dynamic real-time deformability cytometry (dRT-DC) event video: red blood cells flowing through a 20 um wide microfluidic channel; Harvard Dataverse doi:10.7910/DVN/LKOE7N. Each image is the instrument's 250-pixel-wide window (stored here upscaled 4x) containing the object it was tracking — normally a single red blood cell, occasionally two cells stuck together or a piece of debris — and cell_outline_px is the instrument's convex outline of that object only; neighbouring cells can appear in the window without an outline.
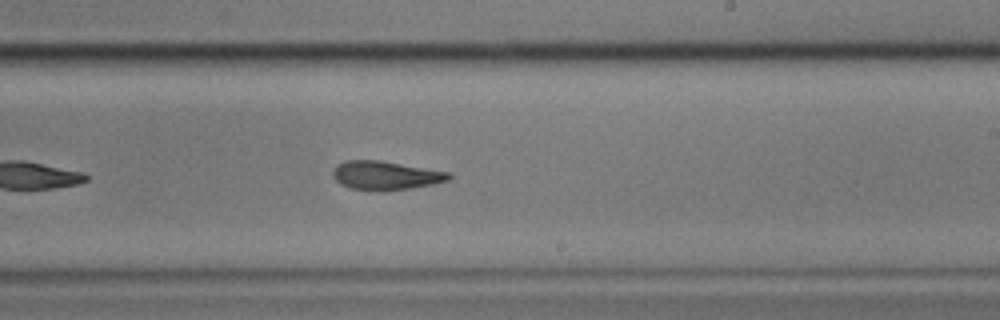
{"species": "common noctule bat (a hibernating species)", "species_latin": "Nyctalus noctula", "temperature_condition": "cold", "stored_images_in_passage": 28, "camera_frame_rate_fps": 3000, "um_per_image_px": 0.085, "animal": {"sex": "male", "body_mass_g": 17.9}, "frame": {"image": 1, "passage_image": 20, "time_ms": 6.333, "image_size_px": [1000, 320], "cell_outline_px": [[452, 176], [448, 180], [432, 184], [412, 188], [352, 188], [340, 184], [332, 176], [332, 172], [336, 164], [344, 160], [380, 160], [452, 172]], "centroid_in_image_um": [32.79, 14.85], "position_along_channel_um": 256.2, "area_um2": 18.9}}
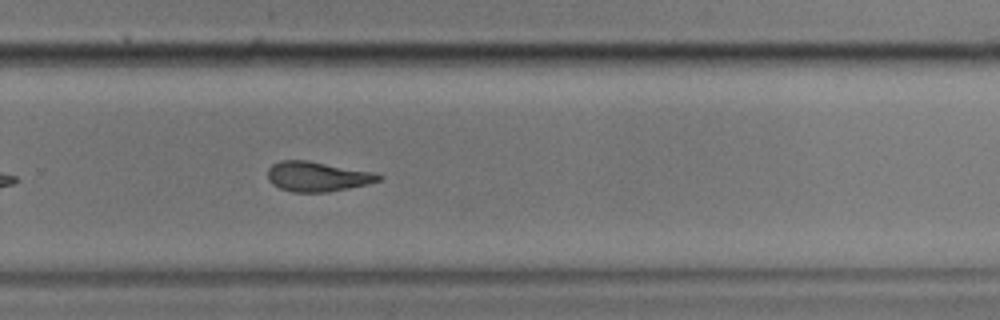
{"frame": {"image": 2, "passage_image": 24, "time_ms": 7.667, "image_size_px": [1000, 320], "cell_outline_px": [[384, 176], [380, 180], [368, 184], [328, 192], [292, 192], [280, 188], [272, 184], [268, 180], [268, 168], [272, 164], [280, 160], [308, 160], [372, 172]], "centroid_in_image_um": [26.95, 15.0], "position_along_channel_um": 302.9, "area_um2": 19.31}}